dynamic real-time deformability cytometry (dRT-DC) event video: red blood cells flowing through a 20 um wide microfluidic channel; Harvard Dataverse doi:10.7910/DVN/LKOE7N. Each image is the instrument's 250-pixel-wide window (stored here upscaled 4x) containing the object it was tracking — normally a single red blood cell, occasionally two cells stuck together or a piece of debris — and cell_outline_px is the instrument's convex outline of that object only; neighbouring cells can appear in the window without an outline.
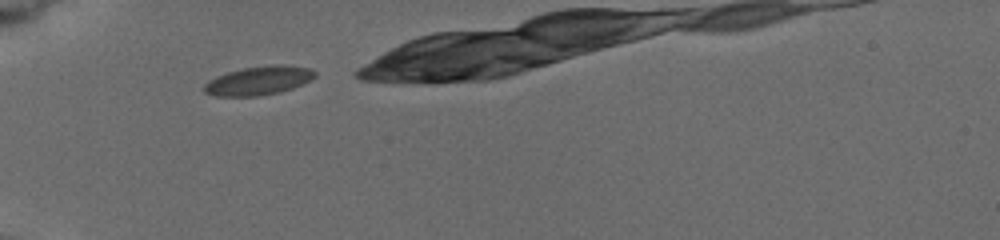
{"species": "common noctule bat (a hibernating species)", "species_latin": "Nyctalus noctula", "temperature_condition": "cold", "stored_images_in_passage": 4, "camera_frame_rate_fps": 3000, "um_per_image_px": 0.085, "animal": {"sex": "female", "body_mass_g": 19.5, "forearm_length_mm": 54.1}, "frame": {"image": 1, "passage_image": 1, "time_ms": 0.0, "image_size_px": [1000, 240], "cell_outline_px": [[316, 76], [292, 88], [280, 92], [256, 96], [216, 96], [204, 92], [204, 84], [208, 80], [216, 76], [228, 72], [244, 68], [276, 64], [280, 64], [308, 68], [316, 72]], "centroid_in_image_um": [21.94, 6.85], "position_along_channel_um": 63.1, "area_um2": 18.32}}
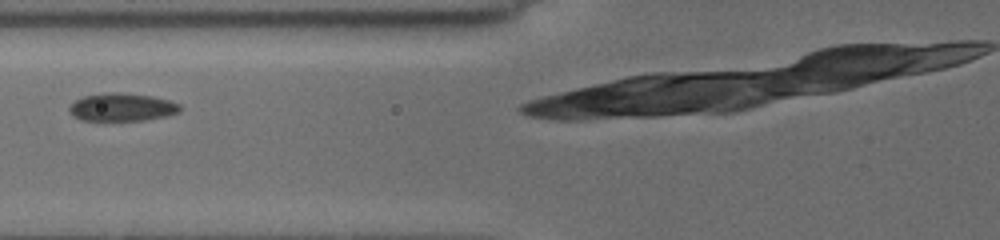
{"frame": {"image": 2, "passage_image": 3, "time_ms": 1.667, "image_size_px": [1000, 240], "cell_outline_px": [[180, 112], [164, 116], [144, 120], [84, 120], [72, 116], [68, 112], [68, 108], [76, 100], [84, 96], [108, 92], [120, 92], [152, 96], [168, 100], [180, 104]], "centroid_in_image_um": [10.35, 9.1], "position_along_channel_um": 115.5, "area_um2": 17.92}}